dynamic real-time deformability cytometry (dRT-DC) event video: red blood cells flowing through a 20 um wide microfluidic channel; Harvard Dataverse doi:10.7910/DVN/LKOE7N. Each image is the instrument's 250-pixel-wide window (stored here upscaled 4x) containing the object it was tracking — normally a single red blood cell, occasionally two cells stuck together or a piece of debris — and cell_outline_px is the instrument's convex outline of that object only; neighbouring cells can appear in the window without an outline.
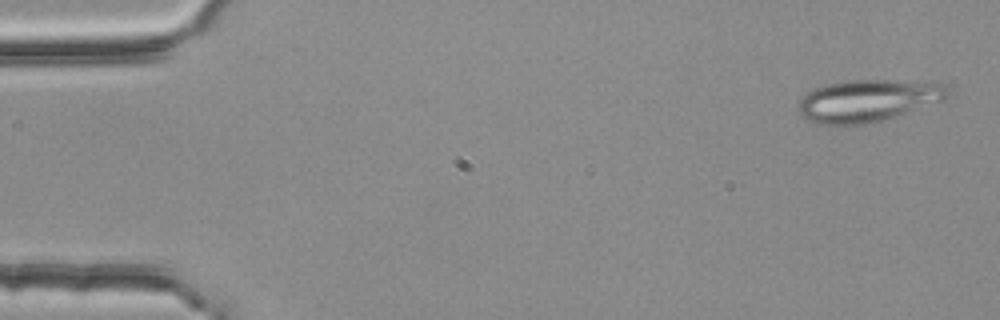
{"species": "common noctule bat (a hibernating species)", "species_latin": "Nyctalus noctula", "temperature_condition": "room temperature", "stored_images_in_passage": 3, "camera_frame_rate_fps": 3000, "um_per_image_px": 0.085, "animal": {"sex": "female", "body_mass_g": 25.1}, "frame": {"image": 1, "passage_image": 1, "time_ms": 0.0, "image_size_px": [1000, 320], "cell_outline_px": [[948, 96], [944, 100], [880, 120], [864, 124], [820, 124], [808, 120], [800, 116], [800, 100], [812, 88], [828, 84], [848, 80], [896, 80], [948, 84]], "centroid_in_image_um": [73.76, 8.53], "position_along_channel_um": 11.2, "area_um2": 36.13}}